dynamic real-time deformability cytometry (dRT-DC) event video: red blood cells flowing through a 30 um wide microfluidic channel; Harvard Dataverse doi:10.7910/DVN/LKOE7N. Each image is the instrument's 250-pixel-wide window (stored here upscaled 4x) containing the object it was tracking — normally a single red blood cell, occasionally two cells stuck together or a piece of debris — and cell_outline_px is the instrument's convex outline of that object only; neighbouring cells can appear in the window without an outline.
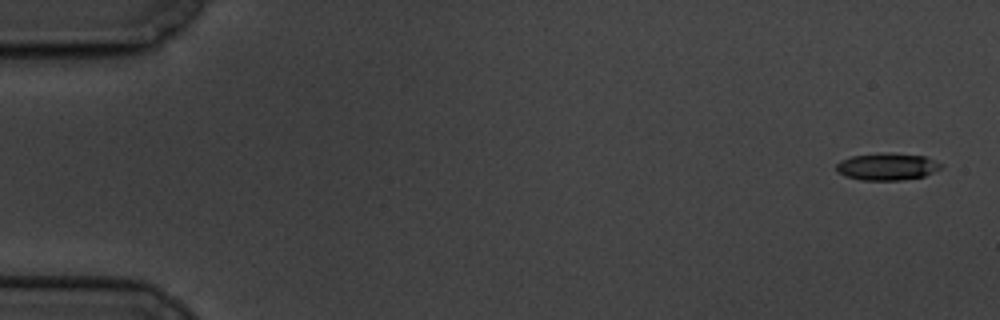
{"species": "common noctule bat (a hibernating species)", "species_latin": "Nyctalus noctula", "temperature_condition": "cold", "stored_images_in_passage": 7, "camera_frame_rate_fps": 3000, "um_per_image_px": 0.085, "animal": {"sex": "male", "body_mass_g": 19.5, "forearm_length_mm": 54.6}, "frame": {"image": 1, "passage_image": 1, "time_ms": 0.0, "image_size_px": [1000, 320], "cell_outline_px": [[944, 164], [940, 168], [924, 176], [900, 180], [860, 180], [844, 176], [836, 172], [836, 164], [840, 160], [852, 156], [880, 152], [888, 152], [924, 156]], "centroid_in_image_um": [75.36, 14.15], "position_along_channel_um": 9.6, "area_um2": 16.7}}
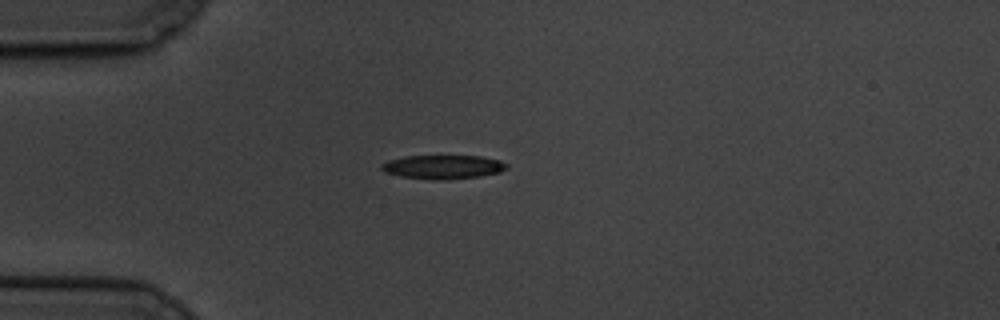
{"frame": {"image": 2, "passage_image": 5, "time_ms": 4.667, "image_size_px": [1000, 320], "cell_outline_px": [[508, 168], [500, 172], [480, 176], [440, 180], [432, 180], [400, 176], [384, 172], [380, 168], [380, 164], [388, 160], [404, 156], [480, 156], [500, 160], [508, 164]], "centroid_in_image_um": [37.64, 14.19], "position_along_channel_um": 47.4, "area_um2": 17.51}}
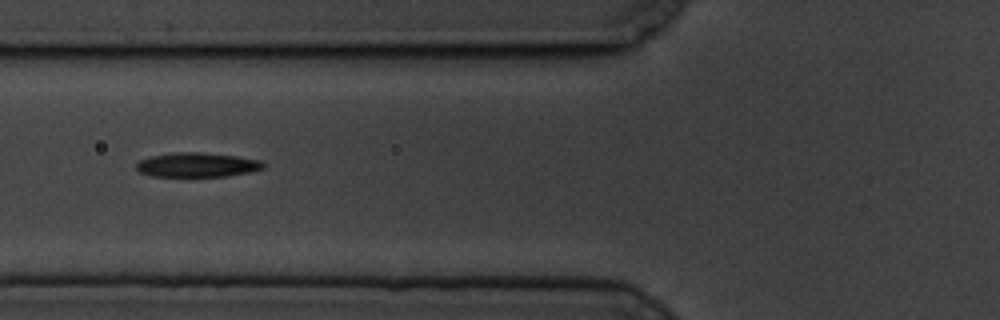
{"frame": {"image": 3, "passage_image": 7, "time_ms": 7.0, "image_size_px": [1000, 320], "cell_outline_px": [[264, 168], [252, 172], [224, 176], [152, 176], [140, 172], [136, 168], [136, 164], [140, 160], [152, 156], [172, 152], [200, 152], [236, 156], [260, 160], [264, 164]], "centroid_in_image_um": [16.76, 14.01], "position_along_channel_um": 109.0, "area_um2": 17.98}}